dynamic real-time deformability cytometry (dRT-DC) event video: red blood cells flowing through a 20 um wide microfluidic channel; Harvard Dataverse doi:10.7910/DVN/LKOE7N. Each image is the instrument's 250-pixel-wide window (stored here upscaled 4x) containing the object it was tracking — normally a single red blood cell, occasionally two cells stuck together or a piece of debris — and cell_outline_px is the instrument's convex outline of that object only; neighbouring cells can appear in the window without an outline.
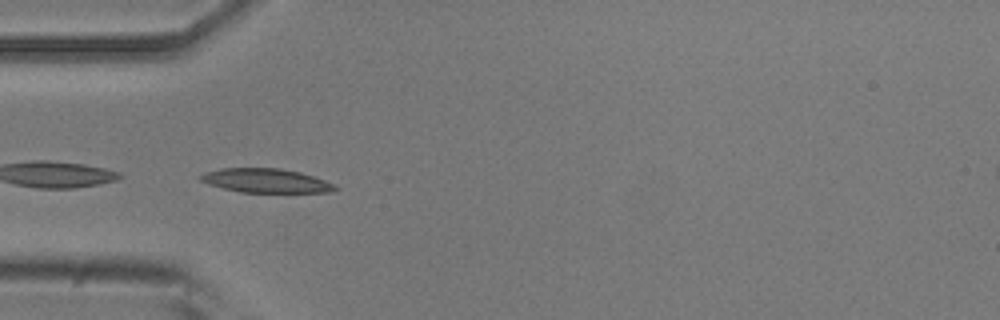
{"species": "common noctule bat (a hibernating species)", "species_latin": "Nyctalus noctula", "temperature_condition": "room temperature", "stored_images_in_passage": 51, "camera_frame_rate_fps": 3000, "um_per_image_px": 0.085, "animal": {"sex": "male", "body_mass_g": 20.5, "forearm_length_mm": 52.5}, "frame": {"image": 1, "passage_image": 15, "time_ms": 4.667, "image_size_px": [1000, 320], "cell_outline_px": [[340, 188], [332, 192], [240, 192], [208, 184], [200, 180], [196, 176], [204, 172], [220, 168], [280, 168], [300, 172], [336, 184]], "centroid_in_image_um": [22.59, 15.35], "position_along_channel_um": 62.4, "area_um2": 18.96}}
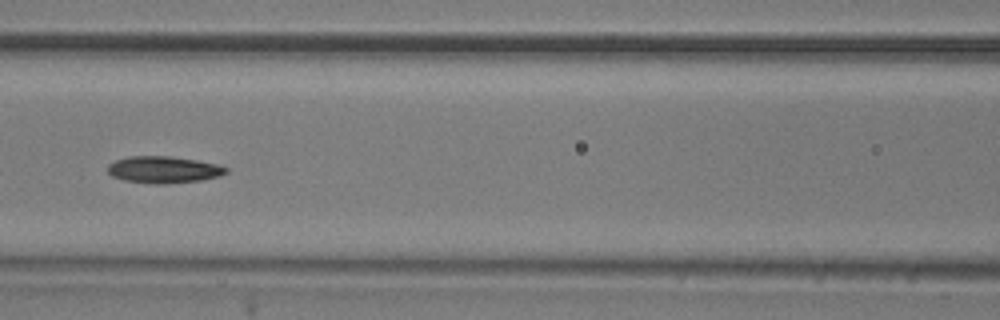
{"frame": {"image": 2, "passage_image": 22, "time_ms": 7.0, "image_size_px": [1000, 320], "cell_outline_px": [[228, 172], [220, 176], [200, 180], [168, 184], [156, 184], [124, 180], [112, 176], [108, 172], [108, 164], [116, 160], [128, 156], [168, 156], [196, 160], [220, 164], [228, 168]], "centroid_in_image_um": [13.93, 14.42], "position_along_channel_um": 152.7, "area_um2": 18.55}, "authors_computed_cell_mechanics": {"area_um2": 18.0336, "velocity_mm_per_s": 3.8853, "shape_relaxation_time_tau1_ms": 5.4713, "shape_relaxation_time_tau2_ms": 6.3706, "deformation_change_tau1": 0.127, "deformation_change_tau2": 0.1255}}